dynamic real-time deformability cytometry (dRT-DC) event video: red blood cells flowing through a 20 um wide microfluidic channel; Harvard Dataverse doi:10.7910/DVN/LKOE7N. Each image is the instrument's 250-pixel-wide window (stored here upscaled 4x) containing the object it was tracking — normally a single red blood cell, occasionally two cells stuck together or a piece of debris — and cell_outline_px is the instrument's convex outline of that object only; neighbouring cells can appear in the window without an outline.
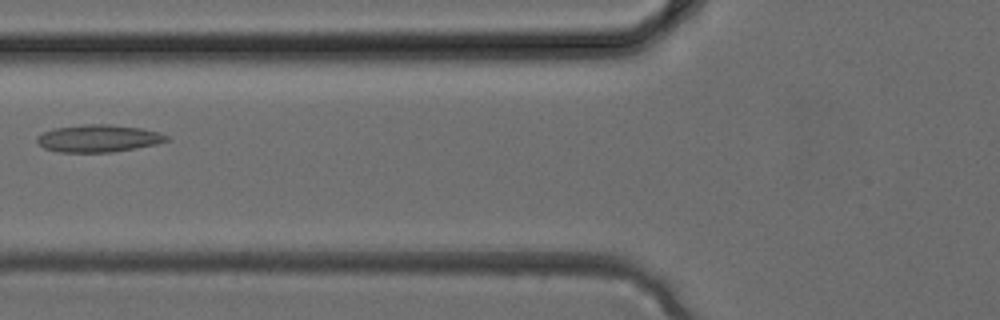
{"species": "common noctule bat (a hibernating species)", "species_latin": "Nyctalus noctula", "temperature_condition": "cold", "stored_images_in_passage": 4, "camera_frame_rate_fps": 3000, "um_per_image_px": 0.085, "animal": {"sex": "female", "body_mass_g": 24.6, "forearm_length_mm": 56.2}, "frame": {"image": 1, "passage_image": 4, "time_ms": 1.0, "image_size_px": [1000, 320], "cell_outline_px": [[172, 140], [156, 144], [136, 148], [112, 152], [60, 152], [44, 148], [36, 140], [36, 136], [44, 132], [56, 128], [84, 124], [108, 124], [140, 128], [160, 132], [168, 136]], "centroid_in_image_um": [8.4, 11.76], "position_along_channel_um": 117.4, "area_um2": 20.63}}